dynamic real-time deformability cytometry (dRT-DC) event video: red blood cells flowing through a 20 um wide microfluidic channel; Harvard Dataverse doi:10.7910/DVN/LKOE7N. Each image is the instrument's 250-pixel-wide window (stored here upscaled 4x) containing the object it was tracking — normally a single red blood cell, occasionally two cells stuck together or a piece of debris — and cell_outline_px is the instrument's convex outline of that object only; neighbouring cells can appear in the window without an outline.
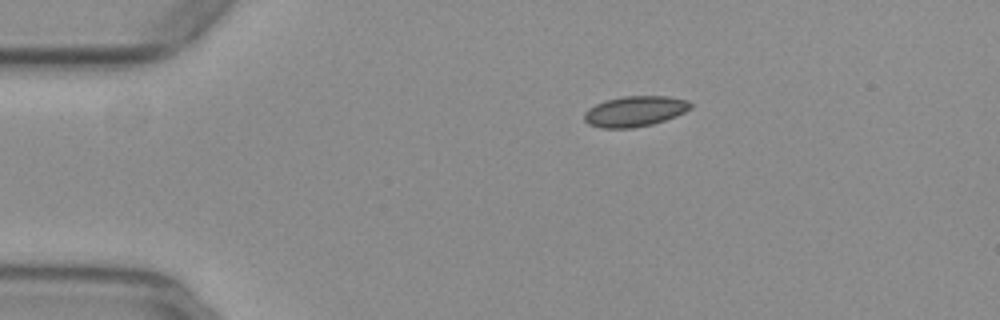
{"species": "common noctule bat (a hibernating species)", "species_latin": "Nyctalus noctula", "temperature_condition": "warm", "stored_images_in_passage": 43, "camera_frame_rate_fps": 3000, "um_per_image_px": 0.085, "animal": {"sex": "female", "body_mass_g": 29.2, "forearm_length_mm": 56.3}, "frame": {"image": 1, "passage_image": 1, "time_ms": 0.0, "image_size_px": [1000, 320], "cell_outline_px": [[692, 108], [676, 116], [652, 124], [632, 128], [600, 128], [588, 124], [584, 120], [584, 112], [588, 108], [604, 100], [624, 96], [668, 96], [688, 100], [692, 104]], "centroid_in_image_um": [53.95, 9.45], "position_along_channel_um": 31.1, "area_um2": 19.02}}
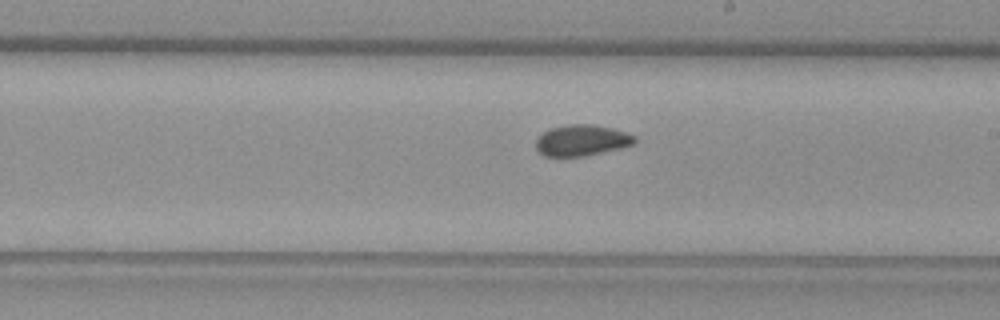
{"frame": {"image": 2, "passage_image": 21, "time_ms": 6.667, "image_size_px": [1000, 320], "cell_outline_px": [[636, 144], [620, 148], [584, 156], [544, 156], [536, 148], [536, 140], [544, 132], [552, 128], [568, 124], [592, 124], [612, 128], [636, 136]], "centroid_in_image_um": [49.47, 11.93], "position_along_channel_um": 239.5, "area_um2": 17.74}}
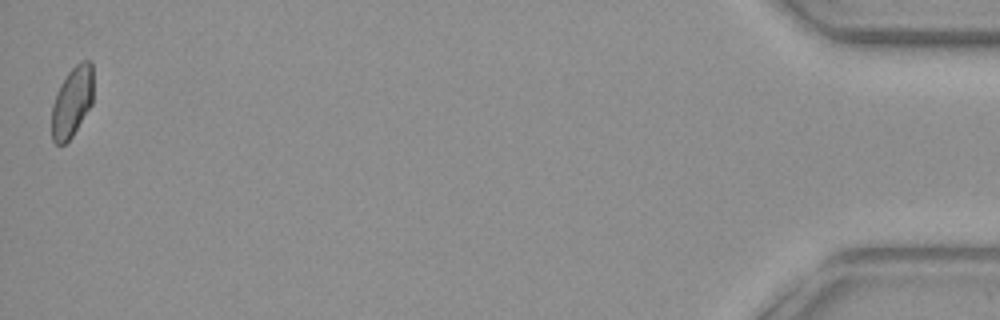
{"frame": {"image": 3, "passage_image": 43, "time_ms": 14.0, "image_size_px": [1000, 320], "cell_outline_px": [[92, 104], [72, 136], [64, 144], [56, 144], [52, 140], [52, 104], [56, 92], [60, 84], [68, 72], [80, 60], [88, 60], [92, 64]], "centroid_in_image_um": [6.11, 8.64], "position_along_channel_um": 429.1, "area_um2": 16.99}, "authors_computed_cell_mechanics": {"area_um2": 17.9758, "velocity_mm_per_s": 3.94, "shape_relaxation_time_tau1_ms": null, "shape_relaxation_time_tau2_ms": 2.1259, "deformation_change_tau1": null, "deformation_change_tau2": 0.0355}}